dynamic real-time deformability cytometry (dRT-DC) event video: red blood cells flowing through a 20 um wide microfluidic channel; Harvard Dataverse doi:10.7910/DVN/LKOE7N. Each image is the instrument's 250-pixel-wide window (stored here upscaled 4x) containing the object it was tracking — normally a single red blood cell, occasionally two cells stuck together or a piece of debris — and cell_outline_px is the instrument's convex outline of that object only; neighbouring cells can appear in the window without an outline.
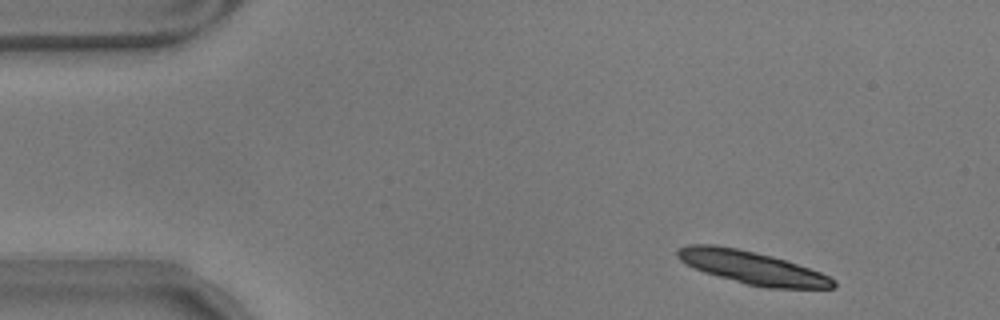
{"species": "common noctule bat (a hibernating species)", "species_latin": "Nyctalus noctula", "temperature_condition": "warm", "stored_images_in_passage": 13, "camera_frame_rate_fps": 3000, "um_per_image_px": 0.085, "animal": {"sex": "male", "body_mass_g": 17.9}, "frame": {"image": 1, "passage_image": 1, "time_ms": 0.0, "image_size_px": [1000, 320], "cell_outline_px": [[836, 284], [832, 288], [768, 288], [744, 284], [704, 272], [680, 260], [676, 256], [676, 248], [688, 244], [712, 244], [736, 248], [772, 256], [820, 272], [836, 280]], "centroid_in_image_um": [63.89, 22.74], "position_along_channel_um": 21.1, "area_um2": 29.65}}